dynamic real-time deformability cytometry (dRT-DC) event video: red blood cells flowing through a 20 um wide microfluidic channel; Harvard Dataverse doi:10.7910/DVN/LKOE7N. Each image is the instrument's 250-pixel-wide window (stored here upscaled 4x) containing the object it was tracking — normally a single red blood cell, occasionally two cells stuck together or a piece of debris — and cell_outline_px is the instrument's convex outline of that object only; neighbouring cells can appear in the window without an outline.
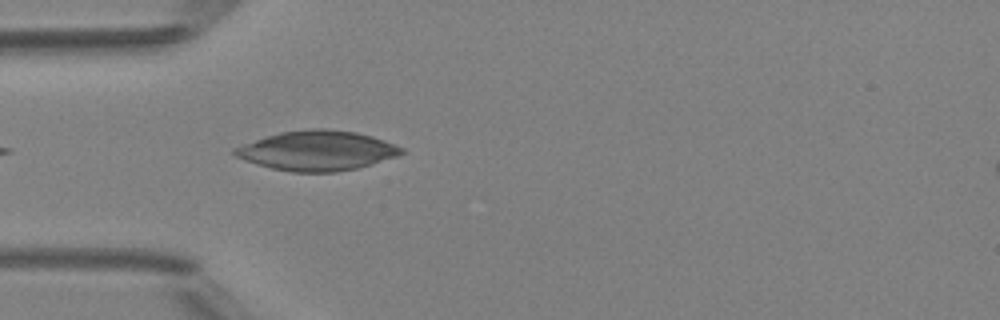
{"species": "Egyptian fruit bat (a non-hibernating species)", "species_latin": "Rousettus aegyptiacus", "temperature_condition": "room temperature", "stored_images_in_passage": 5, "camera_frame_rate_fps": 3000, "um_per_image_px": 0.085, "animal": {"sex": "female"}, "frame": {"image": 1, "passage_image": 5, "time_ms": 4.667, "image_size_px": [1000, 320], "cell_outline_px": [[404, 152], [396, 156], [356, 168], [336, 172], [292, 172], [272, 168], [244, 160], [236, 156], [232, 152], [232, 148], [264, 136], [280, 132], [312, 128], [328, 128], [356, 132], [372, 136], [384, 140], [404, 148]], "centroid_in_image_um": [26.92, 12.79], "position_along_channel_um": 58.1, "area_um2": 38.55}}